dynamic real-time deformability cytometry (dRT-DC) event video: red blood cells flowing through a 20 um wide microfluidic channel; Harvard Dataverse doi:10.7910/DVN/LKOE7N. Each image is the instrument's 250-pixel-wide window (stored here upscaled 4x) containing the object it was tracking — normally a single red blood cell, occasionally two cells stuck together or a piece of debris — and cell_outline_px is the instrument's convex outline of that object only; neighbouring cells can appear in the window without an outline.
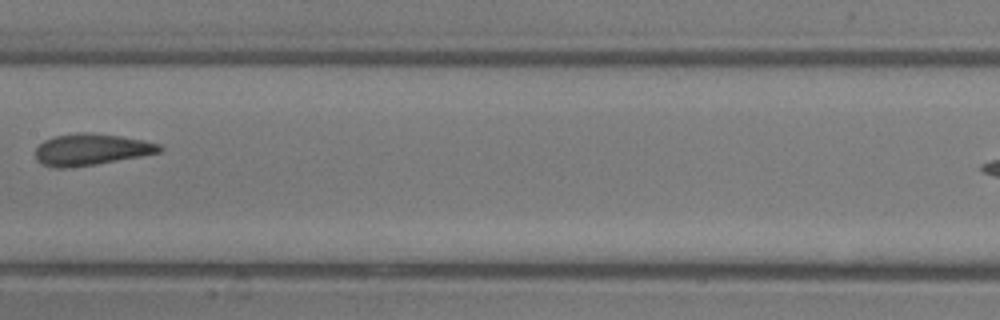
{"species": "common noctule bat (a hibernating species)", "species_latin": "Nyctalus noctula", "temperature_condition": "room temperature", "stored_images_in_passage": 9, "segment_of_instrument_passage": [1, 2], "camera_frame_rate_fps": 3000, "um_per_image_px": 0.085, "animal": {"sex": "male", "body_mass_g": 13.3}, "frame": {"image": 1, "passage_image": 7, "time_ms": 8.0, "image_size_px": [1000, 320], "cell_outline_px": [[164, 148], [160, 152], [140, 156], [96, 164], [68, 168], [52, 168], [36, 160], [36, 148], [44, 140], [56, 136], [76, 132], [84, 132], [120, 136], [144, 140], [160, 144]], "centroid_in_image_um": [7.74, 12.71], "position_along_channel_um": 199.7, "area_um2": 22.72}}
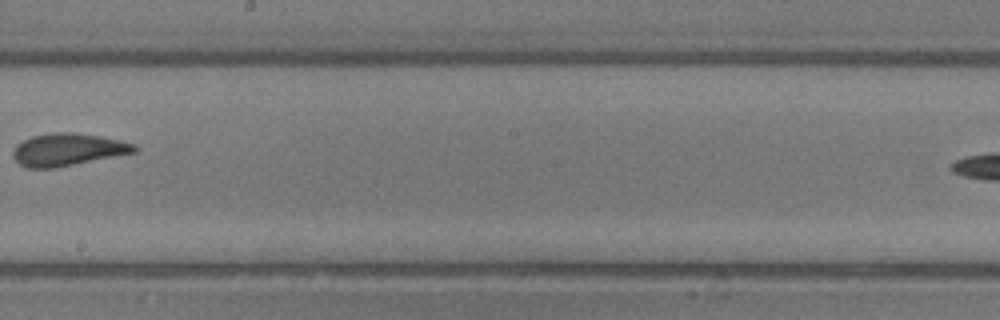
{"frame": {"image": 2, "passage_image": 8, "time_ms": 9.0, "image_size_px": [1000, 320], "cell_outline_px": [[136, 152], [56, 168], [28, 168], [20, 164], [12, 156], [12, 152], [16, 144], [32, 136], [52, 132], [76, 132], [136, 144]], "centroid_in_image_um": [5.71, 12.72], "position_along_channel_um": 242.5, "area_um2": 22.77}}